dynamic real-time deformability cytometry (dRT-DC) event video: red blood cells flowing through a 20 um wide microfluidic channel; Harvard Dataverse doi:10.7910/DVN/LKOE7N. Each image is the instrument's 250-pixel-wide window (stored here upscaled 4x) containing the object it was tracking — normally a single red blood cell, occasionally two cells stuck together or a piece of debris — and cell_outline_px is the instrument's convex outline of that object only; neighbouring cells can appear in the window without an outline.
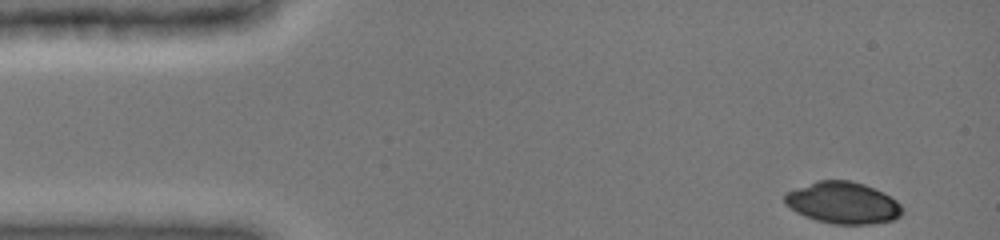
{"species": "common noctule bat (a hibernating species)", "species_latin": "Nyctalus noctula", "temperature_condition": "cold", "stored_images_in_passage": 39, "camera_frame_rate_fps": 3000, "um_per_image_px": 0.085, "animal": {"sex": "female", "body_mass_g": 19.0, "forearm_length_mm": 51.5}, "frame": {"image": 1, "passage_image": 1, "time_ms": 0.0, "image_size_px": [1000, 240], "cell_outline_px": [[904, 212], [900, 216], [892, 220], [868, 224], [832, 224], [816, 220], [804, 216], [796, 212], [784, 204], [784, 192], [816, 180], [852, 180], [864, 184], [896, 200], [904, 208]], "centroid_in_image_um": [71.6, 17.24], "position_along_channel_um": 13.4, "area_um2": 28.73}}
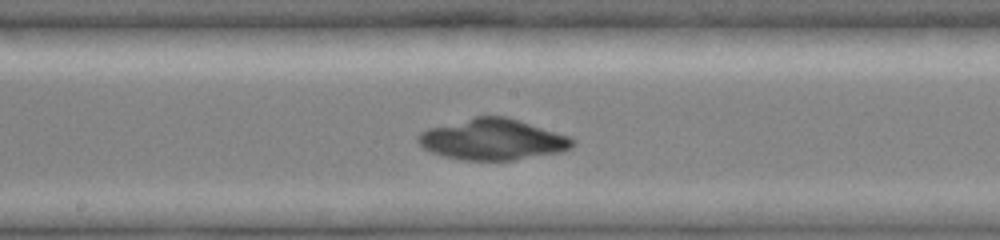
{"frame": {"image": 2, "passage_image": 22, "time_ms": 7.333, "image_size_px": [1000, 240], "cell_outline_px": [[576, 144], [572, 148], [564, 152], [512, 160], [464, 160], [444, 156], [432, 152], [424, 148], [416, 140], [416, 136], [420, 132], [428, 128], [476, 116], [508, 116], [568, 136], [576, 140]], "centroid_in_image_um": [41.91, 11.85], "position_along_channel_um": 206.3, "area_um2": 37.05}}
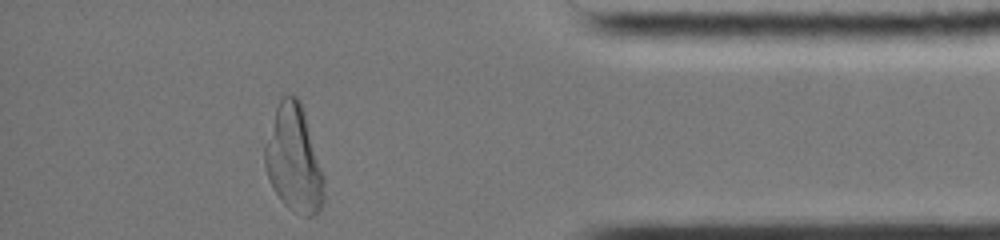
{"frame": {"image": 3, "passage_image": 39, "time_ms": 13.0, "image_size_px": [1000, 240], "cell_outline_px": [[324, 204], [312, 216], [308, 216], [292, 212], [280, 200], [272, 188], [264, 164], [264, 144], [276, 108], [280, 100], [284, 96], [296, 96], [300, 100], [304, 112], [324, 176]], "centroid_in_image_um": [24.97, 13.56], "position_along_channel_um": 410.2, "area_um2": 36.65}}